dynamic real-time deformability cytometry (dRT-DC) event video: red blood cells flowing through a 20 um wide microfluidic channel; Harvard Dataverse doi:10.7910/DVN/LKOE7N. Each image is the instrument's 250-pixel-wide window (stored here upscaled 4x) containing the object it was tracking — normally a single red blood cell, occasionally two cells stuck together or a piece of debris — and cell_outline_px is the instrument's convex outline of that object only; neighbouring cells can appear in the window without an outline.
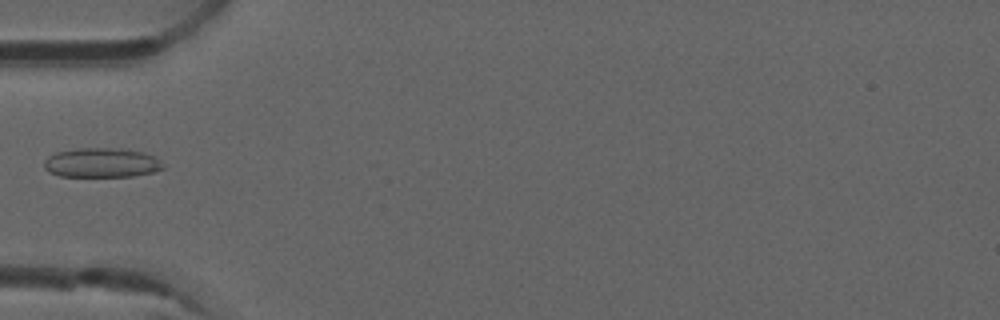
{"species": "common noctule bat (a hibernating species)", "species_latin": "Nyctalus noctula", "temperature_condition": "room temperature", "stored_images_in_passage": 36, "camera_frame_rate_fps": 3000, "um_per_image_px": 0.085, "animal": {"sex": "male", "forearm_length_mm": 52.5}, "frame": {"image": 1, "passage_image": 1, "time_ms": 0.0, "image_size_px": [1000, 320], "cell_outline_px": [[164, 168], [156, 172], [132, 176], [60, 176], [48, 172], [44, 168], [44, 160], [48, 156], [56, 152], [80, 148], [124, 148], [144, 152], [160, 160], [164, 164]], "centroid_in_image_um": [8.65, 13.83], "position_along_channel_um": 76.3, "area_um2": 20.63}}
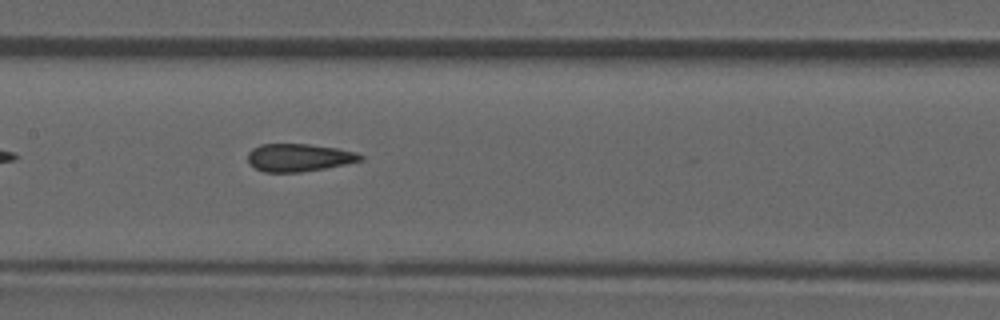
{"frame": {"image": 2, "passage_image": 9, "time_ms": 2.667, "image_size_px": [1000, 320], "cell_outline_px": [[364, 160], [324, 168], [300, 172], [264, 172], [248, 164], [248, 152], [252, 148], [260, 144], [308, 144], [336, 148], [356, 152], [364, 156]], "centroid_in_image_um": [25.38, 13.39], "position_along_channel_um": 182.0, "area_um2": 18.21}}
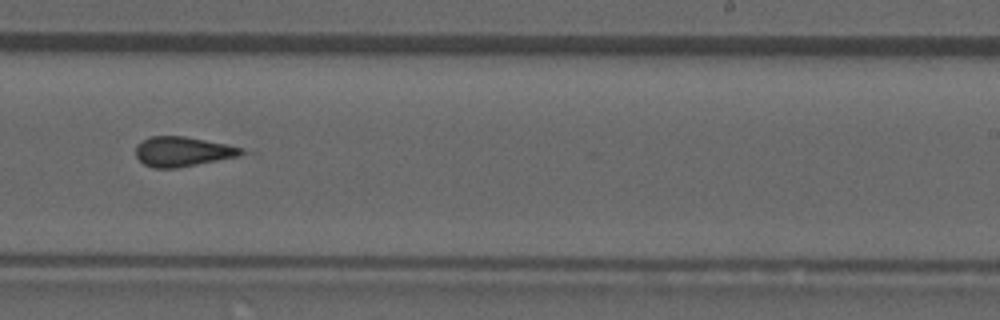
{"frame": {"image": 3, "passage_image": 16, "time_ms": 5.0, "image_size_px": [1000, 320], "cell_outline_px": [[256, 152], [240, 156], [176, 168], [152, 168], [144, 164], [136, 156], [136, 148], [148, 136], [184, 136], [228, 144]], "centroid_in_image_um": [15.63, 12.88], "position_along_channel_um": 273.4, "area_um2": 18.55}}